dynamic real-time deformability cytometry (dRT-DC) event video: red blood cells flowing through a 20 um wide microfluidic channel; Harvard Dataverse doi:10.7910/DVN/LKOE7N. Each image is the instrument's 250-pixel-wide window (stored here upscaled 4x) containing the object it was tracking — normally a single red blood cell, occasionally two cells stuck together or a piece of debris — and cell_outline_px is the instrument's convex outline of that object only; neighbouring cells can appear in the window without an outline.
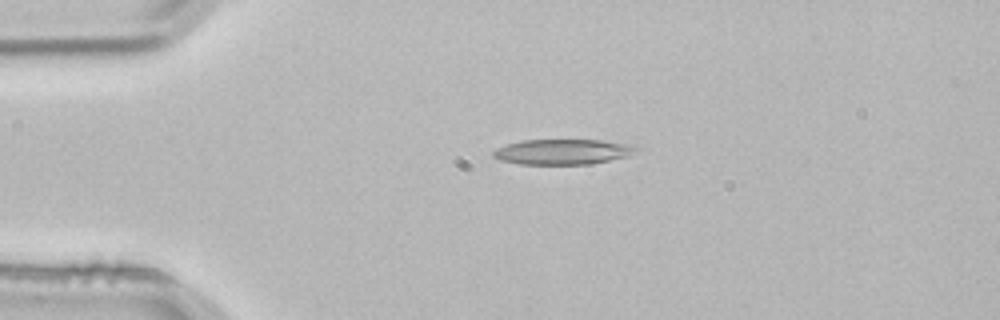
{"species": "common noctule bat (a hibernating species)", "species_latin": "Nyctalus noctula", "temperature_condition": "room temperature", "stored_images_in_passage": 1, "camera_frame_rate_fps": 3000, "um_per_image_px": 0.085, "animal": {"sex": "male", "body_mass_g": 21.5, "forearm_length_mm": 52.0}, "frame": {"image": 1, "passage_image": 1, "time_ms": 0.0, "image_size_px": [1000, 320], "cell_outline_px": [[636, 152], [628, 156], [592, 164], [520, 164], [500, 160], [492, 156], [492, 152], [496, 148], [520, 140], [604, 140], [636, 144]], "centroid_in_image_um": [47.86, 12.89], "position_along_channel_um": 37.1, "area_um2": 21.27}}